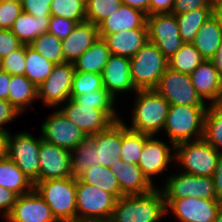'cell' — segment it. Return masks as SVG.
Segmentation results:
<instances>
[{
    "mask_svg": "<svg viewBox=\"0 0 222 222\" xmlns=\"http://www.w3.org/2000/svg\"><path fill=\"white\" fill-rule=\"evenodd\" d=\"M213 222H222V206L219 208L215 220Z\"/></svg>",
    "mask_w": 222,
    "mask_h": 222,
    "instance_id": "obj_58",
    "label": "cell"
},
{
    "mask_svg": "<svg viewBox=\"0 0 222 222\" xmlns=\"http://www.w3.org/2000/svg\"><path fill=\"white\" fill-rule=\"evenodd\" d=\"M41 138L58 147L72 151L87 135L58 108L41 124Z\"/></svg>",
    "mask_w": 222,
    "mask_h": 222,
    "instance_id": "obj_13",
    "label": "cell"
},
{
    "mask_svg": "<svg viewBox=\"0 0 222 222\" xmlns=\"http://www.w3.org/2000/svg\"><path fill=\"white\" fill-rule=\"evenodd\" d=\"M38 100V88L25 75H11L8 101L20 112Z\"/></svg>",
    "mask_w": 222,
    "mask_h": 222,
    "instance_id": "obj_30",
    "label": "cell"
},
{
    "mask_svg": "<svg viewBox=\"0 0 222 222\" xmlns=\"http://www.w3.org/2000/svg\"><path fill=\"white\" fill-rule=\"evenodd\" d=\"M206 109L187 105L169 106L163 130L171 145L202 138Z\"/></svg>",
    "mask_w": 222,
    "mask_h": 222,
    "instance_id": "obj_4",
    "label": "cell"
},
{
    "mask_svg": "<svg viewBox=\"0 0 222 222\" xmlns=\"http://www.w3.org/2000/svg\"><path fill=\"white\" fill-rule=\"evenodd\" d=\"M212 178L217 198L222 200V153L218 157L216 171L213 173Z\"/></svg>",
    "mask_w": 222,
    "mask_h": 222,
    "instance_id": "obj_52",
    "label": "cell"
},
{
    "mask_svg": "<svg viewBox=\"0 0 222 222\" xmlns=\"http://www.w3.org/2000/svg\"><path fill=\"white\" fill-rule=\"evenodd\" d=\"M8 1H13V2H17V3H22L23 0H8Z\"/></svg>",
    "mask_w": 222,
    "mask_h": 222,
    "instance_id": "obj_61",
    "label": "cell"
},
{
    "mask_svg": "<svg viewBox=\"0 0 222 222\" xmlns=\"http://www.w3.org/2000/svg\"><path fill=\"white\" fill-rule=\"evenodd\" d=\"M110 55L106 42L100 37L75 60V72L102 74Z\"/></svg>",
    "mask_w": 222,
    "mask_h": 222,
    "instance_id": "obj_27",
    "label": "cell"
},
{
    "mask_svg": "<svg viewBox=\"0 0 222 222\" xmlns=\"http://www.w3.org/2000/svg\"><path fill=\"white\" fill-rule=\"evenodd\" d=\"M155 90L170 105L207 107V103L197 94L191 76L174 71L169 67L160 78Z\"/></svg>",
    "mask_w": 222,
    "mask_h": 222,
    "instance_id": "obj_8",
    "label": "cell"
},
{
    "mask_svg": "<svg viewBox=\"0 0 222 222\" xmlns=\"http://www.w3.org/2000/svg\"><path fill=\"white\" fill-rule=\"evenodd\" d=\"M215 4H222V0H215Z\"/></svg>",
    "mask_w": 222,
    "mask_h": 222,
    "instance_id": "obj_62",
    "label": "cell"
},
{
    "mask_svg": "<svg viewBox=\"0 0 222 222\" xmlns=\"http://www.w3.org/2000/svg\"><path fill=\"white\" fill-rule=\"evenodd\" d=\"M202 138L222 153V108L216 104L207 106Z\"/></svg>",
    "mask_w": 222,
    "mask_h": 222,
    "instance_id": "obj_36",
    "label": "cell"
},
{
    "mask_svg": "<svg viewBox=\"0 0 222 222\" xmlns=\"http://www.w3.org/2000/svg\"><path fill=\"white\" fill-rule=\"evenodd\" d=\"M0 70H2V59L0 58Z\"/></svg>",
    "mask_w": 222,
    "mask_h": 222,
    "instance_id": "obj_63",
    "label": "cell"
},
{
    "mask_svg": "<svg viewBox=\"0 0 222 222\" xmlns=\"http://www.w3.org/2000/svg\"><path fill=\"white\" fill-rule=\"evenodd\" d=\"M116 198L76 178V220L109 221Z\"/></svg>",
    "mask_w": 222,
    "mask_h": 222,
    "instance_id": "obj_7",
    "label": "cell"
},
{
    "mask_svg": "<svg viewBox=\"0 0 222 222\" xmlns=\"http://www.w3.org/2000/svg\"><path fill=\"white\" fill-rule=\"evenodd\" d=\"M132 108L131 130L155 136L163 130L170 104L155 90H137Z\"/></svg>",
    "mask_w": 222,
    "mask_h": 222,
    "instance_id": "obj_2",
    "label": "cell"
},
{
    "mask_svg": "<svg viewBox=\"0 0 222 222\" xmlns=\"http://www.w3.org/2000/svg\"><path fill=\"white\" fill-rule=\"evenodd\" d=\"M147 14L127 5L121 7L98 25L99 34H114L122 30L147 29Z\"/></svg>",
    "mask_w": 222,
    "mask_h": 222,
    "instance_id": "obj_24",
    "label": "cell"
},
{
    "mask_svg": "<svg viewBox=\"0 0 222 222\" xmlns=\"http://www.w3.org/2000/svg\"><path fill=\"white\" fill-rule=\"evenodd\" d=\"M205 59L192 43H184L182 47L168 59V67L174 71L190 75Z\"/></svg>",
    "mask_w": 222,
    "mask_h": 222,
    "instance_id": "obj_37",
    "label": "cell"
},
{
    "mask_svg": "<svg viewBox=\"0 0 222 222\" xmlns=\"http://www.w3.org/2000/svg\"><path fill=\"white\" fill-rule=\"evenodd\" d=\"M78 23L71 19L52 16L49 20L48 32L63 40L67 38Z\"/></svg>",
    "mask_w": 222,
    "mask_h": 222,
    "instance_id": "obj_45",
    "label": "cell"
},
{
    "mask_svg": "<svg viewBox=\"0 0 222 222\" xmlns=\"http://www.w3.org/2000/svg\"><path fill=\"white\" fill-rule=\"evenodd\" d=\"M112 55L132 58L148 42L147 29L122 30L114 34H99Z\"/></svg>",
    "mask_w": 222,
    "mask_h": 222,
    "instance_id": "obj_23",
    "label": "cell"
},
{
    "mask_svg": "<svg viewBox=\"0 0 222 222\" xmlns=\"http://www.w3.org/2000/svg\"><path fill=\"white\" fill-rule=\"evenodd\" d=\"M121 0H86V21L98 26L104 19L116 12Z\"/></svg>",
    "mask_w": 222,
    "mask_h": 222,
    "instance_id": "obj_41",
    "label": "cell"
},
{
    "mask_svg": "<svg viewBox=\"0 0 222 222\" xmlns=\"http://www.w3.org/2000/svg\"><path fill=\"white\" fill-rule=\"evenodd\" d=\"M78 179L81 182L96 186L108 193H111L116 199L125 195L121 191L118 181L114 176V172L103 165H96L88 168L78 177Z\"/></svg>",
    "mask_w": 222,
    "mask_h": 222,
    "instance_id": "obj_32",
    "label": "cell"
},
{
    "mask_svg": "<svg viewBox=\"0 0 222 222\" xmlns=\"http://www.w3.org/2000/svg\"><path fill=\"white\" fill-rule=\"evenodd\" d=\"M90 137L96 142L98 165L110 168L114 158L121 156V120Z\"/></svg>",
    "mask_w": 222,
    "mask_h": 222,
    "instance_id": "obj_25",
    "label": "cell"
},
{
    "mask_svg": "<svg viewBox=\"0 0 222 222\" xmlns=\"http://www.w3.org/2000/svg\"><path fill=\"white\" fill-rule=\"evenodd\" d=\"M74 73L73 63L54 65L52 73L38 87V100L42 99L46 107H60L70 99Z\"/></svg>",
    "mask_w": 222,
    "mask_h": 222,
    "instance_id": "obj_12",
    "label": "cell"
},
{
    "mask_svg": "<svg viewBox=\"0 0 222 222\" xmlns=\"http://www.w3.org/2000/svg\"><path fill=\"white\" fill-rule=\"evenodd\" d=\"M9 131L0 130V160L7 157Z\"/></svg>",
    "mask_w": 222,
    "mask_h": 222,
    "instance_id": "obj_55",
    "label": "cell"
},
{
    "mask_svg": "<svg viewBox=\"0 0 222 222\" xmlns=\"http://www.w3.org/2000/svg\"><path fill=\"white\" fill-rule=\"evenodd\" d=\"M103 88L102 74L75 72L70 96H80Z\"/></svg>",
    "mask_w": 222,
    "mask_h": 222,
    "instance_id": "obj_42",
    "label": "cell"
},
{
    "mask_svg": "<svg viewBox=\"0 0 222 222\" xmlns=\"http://www.w3.org/2000/svg\"><path fill=\"white\" fill-rule=\"evenodd\" d=\"M160 190L164 199L205 198L218 199L212 177L189 175L183 172L172 174L166 178Z\"/></svg>",
    "mask_w": 222,
    "mask_h": 222,
    "instance_id": "obj_10",
    "label": "cell"
},
{
    "mask_svg": "<svg viewBox=\"0 0 222 222\" xmlns=\"http://www.w3.org/2000/svg\"><path fill=\"white\" fill-rule=\"evenodd\" d=\"M23 44L11 32V30L0 29V58L3 59L11 52L19 49Z\"/></svg>",
    "mask_w": 222,
    "mask_h": 222,
    "instance_id": "obj_47",
    "label": "cell"
},
{
    "mask_svg": "<svg viewBox=\"0 0 222 222\" xmlns=\"http://www.w3.org/2000/svg\"><path fill=\"white\" fill-rule=\"evenodd\" d=\"M103 87L115 98L122 92L137 91L130 74V58L110 55L102 72Z\"/></svg>",
    "mask_w": 222,
    "mask_h": 222,
    "instance_id": "obj_19",
    "label": "cell"
},
{
    "mask_svg": "<svg viewBox=\"0 0 222 222\" xmlns=\"http://www.w3.org/2000/svg\"><path fill=\"white\" fill-rule=\"evenodd\" d=\"M58 222L76 220V178L48 179L34 183Z\"/></svg>",
    "mask_w": 222,
    "mask_h": 222,
    "instance_id": "obj_3",
    "label": "cell"
},
{
    "mask_svg": "<svg viewBox=\"0 0 222 222\" xmlns=\"http://www.w3.org/2000/svg\"><path fill=\"white\" fill-rule=\"evenodd\" d=\"M160 187L145 194L124 195L116 200L109 222H158L167 214Z\"/></svg>",
    "mask_w": 222,
    "mask_h": 222,
    "instance_id": "obj_1",
    "label": "cell"
},
{
    "mask_svg": "<svg viewBox=\"0 0 222 222\" xmlns=\"http://www.w3.org/2000/svg\"><path fill=\"white\" fill-rule=\"evenodd\" d=\"M167 68L168 59L150 41L130 58V74L137 90L155 89Z\"/></svg>",
    "mask_w": 222,
    "mask_h": 222,
    "instance_id": "obj_5",
    "label": "cell"
},
{
    "mask_svg": "<svg viewBox=\"0 0 222 222\" xmlns=\"http://www.w3.org/2000/svg\"><path fill=\"white\" fill-rule=\"evenodd\" d=\"M8 222H58L45 200L33 189L17 196Z\"/></svg>",
    "mask_w": 222,
    "mask_h": 222,
    "instance_id": "obj_18",
    "label": "cell"
},
{
    "mask_svg": "<svg viewBox=\"0 0 222 222\" xmlns=\"http://www.w3.org/2000/svg\"><path fill=\"white\" fill-rule=\"evenodd\" d=\"M121 119V161L138 164L140 155L149 135L139 133L127 127Z\"/></svg>",
    "mask_w": 222,
    "mask_h": 222,
    "instance_id": "obj_34",
    "label": "cell"
},
{
    "mask_svg": "<svg viewBox=\"0 0 222 222\" xmlns=\"http://www.w3.org/2000/svg\"><path fill=\"white\" fill-rule=\"evenodd\" d=\"M214 4L215 0H174L172 14H183L200 7L214 6Z\"/></svg>",
    "mask_w": 222,
    "mask_h": 222,
    "instance_id": "obj_48",
    "label": "cell"
},
{
    "mask_svg": "<svg viewBox=\"0 0 222 222\" xmlns=\"http://www.w3.org/2000/svg\"><path fill=\"white\" fill-rule=\"evenodd\" d=\"M213 16L218 20V23L222 30V4H214Z\"/></svg>",
    "mask_w": 222,
    "mask_h": 222,
    "instance_id": "obj_57",
    "label": "cell"
},
{
    "mask_svg": "<svg viewBox=\"0 0 222 222\" xmlns=\"http://www.w3.org/2000/svg\"><path fill=\"white\" fill-rule=\"evenodd\" d=\"M0 186L11 190L17 196L34 189L33 181L8 157L0 160Z\"/></svg>",
    "mask_w": 222,
    "mask_h": 222,
    "instance_id": "obj_29",
    "label": "cell"
},
{
    "mask_svg": "<svg viewBox=\"0 0 222 222\" xmlns=\"http://www.w3.org/2000/svg\"><path fill=\"white\" fill-rule=\"evenodd\" d=\"M70 98L79 105H94V109L103 110L114 122L122 119L114 109L115 98L105 88L80 96H70Z\"/></svg>",
    "mask_w": 222,
    "mask_h": 222,
    "instance_id": "obj_38",
    "label": "cell"
},
{
    "mask_svg": "<svg viewBox=\"0 0 222 222\" xmlns=\"http://www.w3.org/2000/svg\"><path fill=\"white\" fill-rule=\"evenodd\" d=\"M86 0H52L50 11L52 16L71 19L77 23L86 21Z\"/></svg>",
    "mask_w": 222,
    "mask_h": 222,
    "instance_id": "obj_40",
    "label": "cell"
},
{
    "mask_svg": "<svg viewBox=\"0 0 222 222\" xmlns=\"http://www.w3.org/2000/svg\"><path fill=\"white\" fill-rule=\"evenodd\" d=\"M210 61L213 63L214 67L222 78V42L220 43L216 53L210 59Z\"/></svg>",
    "mask_w": 222,
    "mask_h": 222,
    "instance_id": "obj_56",
    "label": "cell"
},
{
    "mask_svg": "<svg viewBox=\"0 0 222 222\" xmlns=\"http://www.w3.org/2000/svg\"><path fill=\"white\" fill-rule=\"evenodd\" d=\"M190 76L200 98L207 104H216L221 94L222 78L213 63L210 60L203 61Z\"/></svg>",
    "mask_w": 222,
    "mask_h": 222,
    "instance_id": "obj_22",
    "label": "cell"
},
{
    "mask_svg": "<svg viewBox=\"0 0 222 222\" xmlns=\"http://www.w3.org/2000/svg\"><path fill=\"white\" fill-rule=\"evenodd\" d=\"M73 222H109V221L75 220Z\"/></svg>",
    "mask_w": 222,
    "mask_h": 222,
    "instance_id": "obj_60",
    "label": "cell"
},
{
    "mask_svg": "<svg viewBox=\"0 0 222 222\" xmlns=\"http://www.w3.org/2000/svg\"><path fill=\"white\" fill-rule=\"evenodd\" d=\"M17 195L11 190L0 186V210L6 219L13 209Z\"/></svg>",
    "mask_w": 222,
    "mask_h": 222,
    "instance_id": "obj_50",
    "label": "cell"
},
{
    "mask_svg": "<svg viewBox=\"0 0 222 222\" xmlns=\"http://www.w3.org/2000/svg\"><path fill=\"white\" fill-rule=\"evenodd\" d=\"M21 13V3L0 0V29L10 30Z\"/></svg>",
    "mask_w": 222,
    "mask_h": 222,
    "instance_id": "obj_44",
    "label": "cell"
},
{
    "mask_svg": "<svg viewBox=\"0 0 222 222\" xmlns=\"http://www.w3.org/2000/svg\"><path fill=\"white\" fill-rule=\"evenodd\" d=\"M51 2L52 0H23L22 11L32 16H51Z\"/></svg>",
    "mask_w": 222,
    "mask_h": 222,
    "instance_id": "obj_46",
    "label": "cell"
},
{
    "mask_svg": "<svg viewBox=\"0 0 222 222\" xmlns=\"http://www.w3.org/2000/svg\"><path fill=\"white\" fill-rule=\"evenodd\" d=\"M174 0H150L149 15L172 13Z\"/></svg>",
    "mask_w": 222,
    "mask_h": 222,
    "instance_id": "obj_51",
    "label": "cell"
},
{
    "mask_svg": "<svg viewBox=\"0 0 222 222\" xmlns=\"http://www.w3.org/2000/svg\"><path fill=\"white\" fill-rule=\"evenodd\" d=\"M222 42L218 20L211 16L199 29L192 44L205 60H210Z\"/></svg>",
    "mask_w": 222,
    "mask_h": 222,
    "instance_id": "obj_28",
    "label": "cell"
},
{
    "mask_svg": "<svg viewBox=\"0 0 222 222\" xmlns=\"http://www.w3.org/2000/svg\"><path fill=\"white\" fill-rule=\"evenodd\" d=\"M219 155L203 138L175 145V161L183 168L180 171L189 175L212 177Z\"/></svg>",
    "mask_w": 222,
    "mask_h": 222,
    "instance_id": "obj_6",
    "label": "cell"
},
{
    "mask_svg": "<svg viewBox=\"0 0 222 222\" xmlns=\"http://www.w3.org/2000/svg\"><path fill=\"white\" fill-rule=\"evenodd\" d=\"M175 16L182 41L192 43L199 29L213 16V6L200 7Z\"/></svg>",
    "mask_w": 222,
    "mask_h": 222,
    "instance_id": "obj_31",
    "label": "cell"
},
{
    "mask_svg": "<svg viewBox=\"0 0 222 222\" xmlns=\"http://www.w3.org/2000/svg\"><path fill=\"white\" fill-rule=\"evenodd\" d=\"M40 137L34 138L27 131L8 135L7 157L15 162L33 183L39 182Z\"/></svg>",
    "mask_w": 222,
    "mask_h": 222,
    "instance_id": "obj_9",
    "label": "cell"
},
{
    "mask_svg": "<svg viewBox=\"0 0 222 222\" xmlns=\"http://www.w3.org/2000/svg\"><path fill=\"white\" fill-rule=\"evenodd\" d=\"M148 41L170 59L184 44L176 16L172 13L147 15Z\"/></svg>",
    "mask_w": 222,
    "mask_h": 222,
    "instance_id": "obj_11",
    "label": "cell"
},
{
    "mask_svg": "<svg viewBox=\"0 0 222 222\" xmlns=\"http://www.w3.org/2000/svg\"><path fill=\"white\" fill-rule=\"evenodd\" d=\"M66 103L59 110L87 136L106 130L114 123L103 110L94 109V105H79L71 98Z\"/></svg>",
    "mask_w": 222,
    "mask_h": 222,
    "instance_id": "obj_16",
    "label": "cell"
},
{
    "mask_svg": "<svg viewBox=\"0 0 222 222\" xmlns=\"http://www.w3.org/2000/svg\"><path fill=\"white\" fill-rule=\"evenodd\" d=\"M99 38L98 26L89 21L78 23L71 34L62 40L64 62L74 63Z\"/></svg>",
    "mask_w": 222,
    "mask_h": 222,
    "instance_id": "obj_21",
    "label": "cell"
},
{
    "mask_svg": "<svg viewBox=\"0 0 222 222\" xmlns=\"http://www.w3.org/2000/svg\"><path fill=\"white\" fill-rule=\"evenodd\" d=\"M54 65L29 45H26V69L24 75L37 88L52 73Z\"/></svg>",
    "mask_w": 222,
    "mask_h": 222,
    "instance_id": "obj_35",
    "label": "cell"
},
{
    "mask_svg": "<svg viewBox=\"0 0 222 222\" xmlns=\"http://www.w3.org/2000/svg\"><path fill=\"white\" fill-rule=\"evenodd\" d=\"M50 17L32 16L22 11L10 30L23 45H30L38 36L48 32Z\"/></svg>",
    "mask_w": 222,
    "mask_h": 222,
    "instance_id": "obj_26",
    "label": "cell"
},
{
    "mask_svg": "<svg viewBox=\"0 0 222 222\" xmlns=\"http://www.w3.org/2000/svg\"><path fill=\"white\" fill-rule=\"evenodd\" d=\"M29 46L55 65L64 63L62 40L49 32L38 36Z\"/></svg>",
    "mask_w": 222,
    "mask_h": 222,
    "instance_id": "obj_39",
    "label": "cell"
},
{
    "mask_svg": "<svg viewBox=\"0 0 222 222\" xmlns=\"http://www.w3.org/2000/svg\"><path fill=\"white\" fill-rule=\"evenodd\" d=\"M11 74L0 70V99L8 100Z\"/></svg>",
    "mask_w": 222,
    "mask_h": 222,
    "instance_id": "obj_53",
    "label": "cell"
},
{
    "mask_svg": "<svg viewBox=\"0 0 222 222\" xmlns=\"http://www.w3.org/2000/svg\"><path fill=\"white\" fill-rule=\"evenodd\" d=\"M71 153V170L73 177L78 178L88 168L98 165L96 142L87 136Z\"/></svg>",
    "mask_w": 222,
    "mask_h": 222,
    "instance_id": "obj_33",
    "label": "cell"
},
{
    "mask_svg": "<svg viewBox=\"0 0 222 222\" xmlns=\"http://www.w3.org/2000/svg\"><path fill=\"white\" fill-rule=\"evenodd\" d=\"M110 169L114 172L125 195L145 194L156 188L143 174L138 164H129L121 161L120 157H115Z\"/></svg>",
    "mask_w": 222,
    "mask_h": 222,
    "instance_id": "obj_20",
    "label": "cell"
},
{
    "mask_svg": "<svg viewBox=\"0 0 222 222\" xmlns=\"http://www.w3.org/2000/svg\"><path fill=\"white\" fill-rule=\"evenodd\" d=\"M216 105L222 108V89H221L219 100L217 101Z\"/></svg>",
    "mask_w": 222,
    "mask_h": 222,
    "instance_id": "obj_59",
    "label": "cell"
},
{
    "mask_svg": "<svg viewBox=\"0 0 222 222\" xmlns=\"http://www.w3.org/2000/svg\"><path fill=\"white\" fill-rule=\"evenodd\" d=\"M172 160H175V145L169 147L158 138L149 136L145 140L138 165L147 179L153 183L151 176L161 175Z\"/></svg>",
    "mask_w": 222,
    "mask_h": 222,
    "instance_id": "obj_17",
    "label": "cell"
},
{
    "mask_svg": "<svg viewBox=\"0 0 222 222\" xmlns=\"http://www.w3.org/2000/svg\"><path fill=\"white\" fill-rule=\"evenodd\" d=\"M164 200L167 213L173 212L181 222H213L221 207L219 199L186 197Z\"/></svg>",
    "mask_w": 222,
    "mask_h": 222,
    "instance_id": "obj_14",
    "label": "cell"
},
{
    "mask_svg": "<svg viewBox=\"0 0 222 222\" xmlns=\"http://www.w3.org/2000/svg\"><path fill=\"white\" fill-rule=\"evenodd\" d=\"M123 5L130 6L132 8L141 10L149 15L150 0H121Z\"/></svg>",
    "mask_w": 222,
    "mask_h": 222,
    "instance_id": "obj_54",
    "label": "cell"
},
{
    "mask_svg": "<svg viewBox=\"0 0 222 222\" xmlns=\"http://www.w3.org/2000/svg\"><path fill=\"white\" fill-rule=\"evenodd\" d=\"M21 113L8 101L0 99V130L8 131L5 124L12 122Z\"/></svg>",
    "mask_w": 222,
    "mask_h": 222,
    "instance_id": "obj_49",
    "label": "cell"
},
{
    "mask_svg": "<svg viewBox=\"0 0 222 222\" xmlns=\"http://www.w3.org/2000/svg\"><path fill=\"white\" fill-rule=\"evenodd\" d=\"M26 69V45L2 59V70L11 75H24Z\"/></svg>",
    "mask_w": 222,
    "mask_h": 222,
    "instance_id": "obj_43",
    "label": "cell"
},
{
    "mask_svg": "<svg viewBox=\"0 0 222 222\" xmlns=\"http://www.w3.org/2000/svg\"><path fill=\"white\" fill-rule=\"evenodd\" d=\"M72 176L70 151L48 143L40 136L39 181Z\"/></svg>",
    "mask_w": 222,
    "mask_h": 222,
    "instance_id": "obj_15",
    "label": "cell"
}]
</instances>
